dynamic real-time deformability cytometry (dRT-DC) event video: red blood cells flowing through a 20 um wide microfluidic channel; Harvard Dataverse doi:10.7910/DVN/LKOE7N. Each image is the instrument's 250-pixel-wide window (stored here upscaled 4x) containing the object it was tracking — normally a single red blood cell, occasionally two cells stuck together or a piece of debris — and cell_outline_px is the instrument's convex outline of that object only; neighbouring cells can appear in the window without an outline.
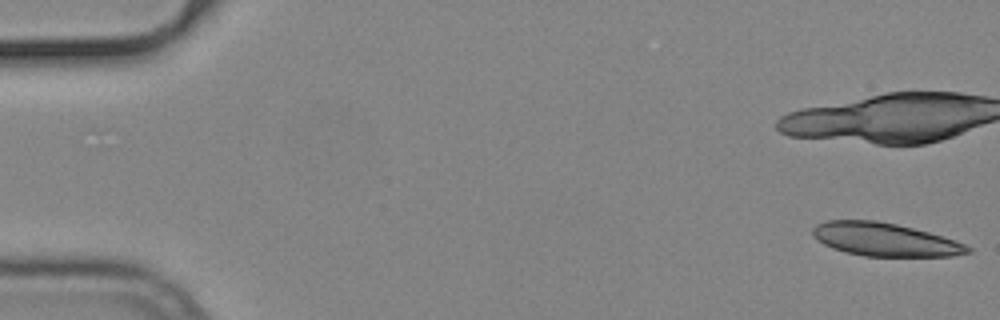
{"species": "common noctule bat (a hibernating species)", "species_latin": "Nyctalus noctula", "temperature_condition": "cold", "stored_images_in_passage": 7, "camera_frame_rate_fps": 3000, "um_per_image_px": 0.085, "animal": {"sex": "male", "body_mass_g": 19.2, "forearm_length_mm": 51.8}, "frame": {"image": 1, "passage_image": 1, "time_ms": 0.0, "image_size_px": [1000, 320], "cell_outline_px": [[972, 252], [952, 256], [864, 256], [844, 252], [832, 248], [824, 244], [812, 236], [812, 228], [816, 224], [828, 220], [876, 220], [896, 224], [928, 232], [956, 240], [972, 248]], "centroid_in_image_um": [75.19, 20.36], "position_along_channel_um": 9.8, "area_um2": 30.06}}